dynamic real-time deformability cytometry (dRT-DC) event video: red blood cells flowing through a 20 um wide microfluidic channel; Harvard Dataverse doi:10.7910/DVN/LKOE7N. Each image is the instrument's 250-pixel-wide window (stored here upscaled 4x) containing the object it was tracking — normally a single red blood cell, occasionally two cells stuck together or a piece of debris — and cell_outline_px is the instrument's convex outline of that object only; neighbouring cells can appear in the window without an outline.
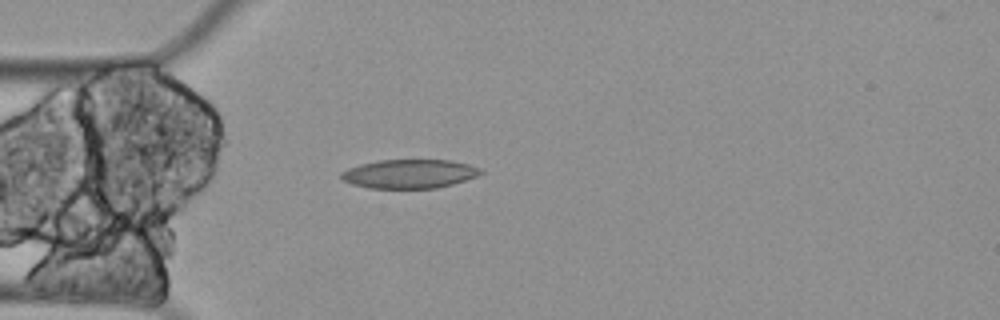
{"species": "Egyptian fruit bat (a non-hibernating species)", "species_latin": "Rousettus aegyptiacus", "temperature_condition": "cold", "stored_images_in_passage": 35, "camera_frame_rate_fps": 3000, "um_per_image_px": 0.085, "animal": {"sex": "female"}, "frame": {"image": 1, "passage_image": 1, "time_ms": 0.0, "image_size_px": [1000, 320], "cell_outline_px": [[484, 172], [476, 176], [452, 184], [436, 188], [368, 188], [352, 184], [344, 180], [340, 176], [340, 172], [348, 168], [360, 164], [380, 160], [452, 160], [468, 164], [480, 168]], "centroid_in_image_um": [34.79, 14.77], "position_along_channel_um": 50.2, "area_um2": 23.41}}
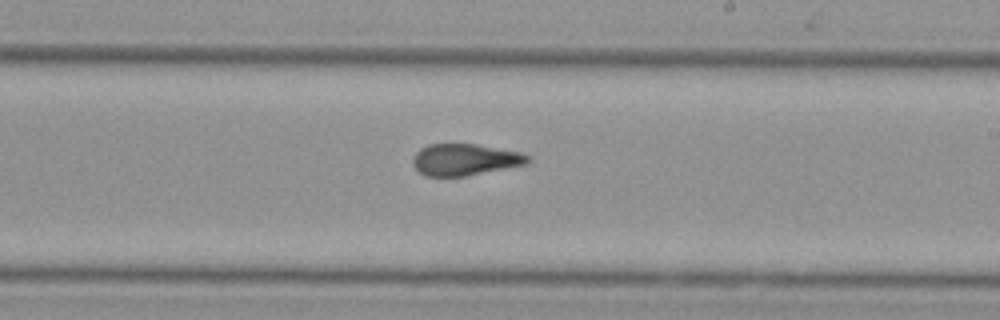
{"frame": {"image": 2, "passage_image": 19, "time_ms": 6.0, "image_size_px": [1000, 320], "cell_outline_px": [[532, 160], [528, 164], [464, 176], [424, 176], [412, 164], [412, 156], [420, 148], [428, 144], [476, 144], [524, 152], [532, 156]], "centroid_in_image_um": [39.56, 13.56], "position_along_channel_um": 249.4, "area_um2": 21.5}}
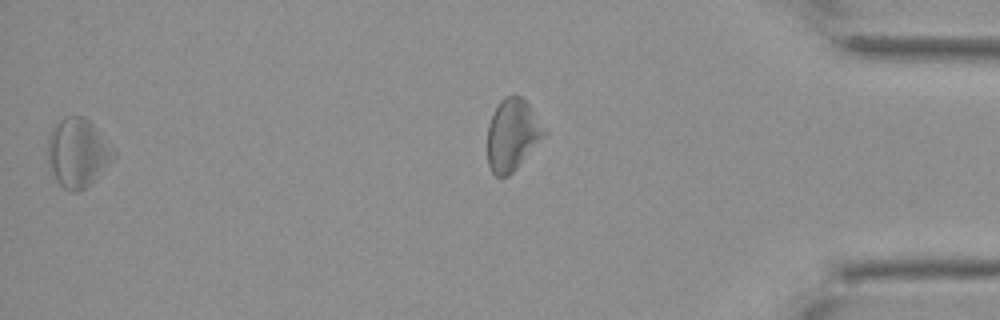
{"frame": {"image": 3, "passage_image": 34, "time_ms": 11.0, "image_size_px": [1000, 320], "cell_outline_px": [[116, 156], [84, 188], [76, 192], [72, 192], [64, 188], [56, 180], [48, 164], [48, 136], [52, 124], [64, 116], [84, 116], [116, 148]], "centroid_in_image_um": [6.59, 12.93], "position_along_channel_um": 428.6, "area_um2": 26.41}, "authors_computed_cell_mechanics": {"area_um2": 22.1952, "velocity_mm_per_s": 3.3042, "shape_relaxation_time_tau1_ms": null, "shape_relaxation_time_tau2_ms": 4.6454, "deformation_change_tau1": null, "deformation_change_tau2": 0.1011}}